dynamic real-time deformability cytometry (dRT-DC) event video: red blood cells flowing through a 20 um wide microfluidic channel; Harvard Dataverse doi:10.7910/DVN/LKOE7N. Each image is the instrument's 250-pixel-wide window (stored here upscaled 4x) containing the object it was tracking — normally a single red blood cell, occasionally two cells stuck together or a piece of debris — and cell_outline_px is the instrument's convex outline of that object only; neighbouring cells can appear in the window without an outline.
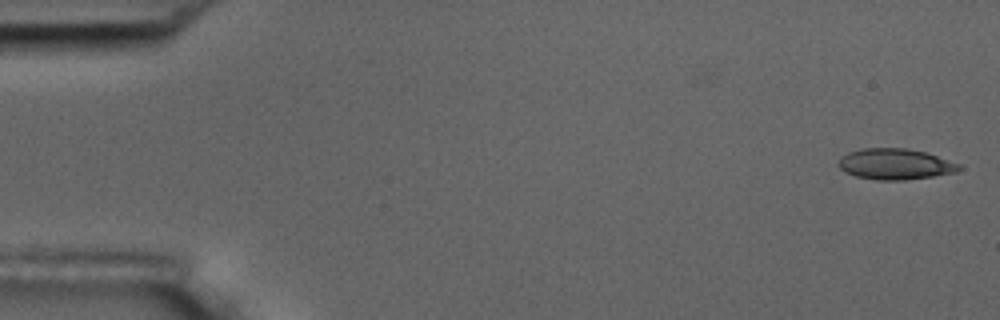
{"species": "common noctule bat (a hibernating species)", "species_latin": "Nyctalus noctula", "temperature_condition": "room temperature", "stored_images_in_passage": 8, "camera_frame_rate_fps": 3000, "um_per_image_px": 0.085, "animal": {"sex": "male", "body_mass_g": 17.5, "forearm_length_mm": 52.3}, "frame": {"image": 1, "passage_image": 1, "time_ms": 0.0, "image_size_px": [1000, 320], "cell_outline_px": [[960, 168], [956, 172], [932, 176], [904, 180], [876, 180], [856, 176], [840, 168], [836, 164], [848, 152], [864, 148], [908, 148], [924, 152], [960, 164]], "centroid_in_image_um": [76.08, 13.95], "position_along_channel_um": 8.9, "area_um2": 21.39}}
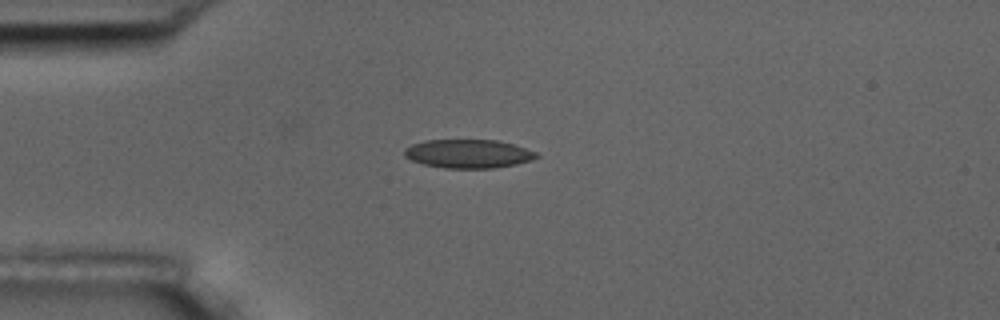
{"frame": {"image": 2, "passage_image": 5, "time_ms": 4.333, "image_size_px": [1000, 320], "cell_outline_px": [[540, 156], [532, 160], [516, 164], [492, 168], [444, 168], [424, 164], [412, 160], [404, 156], [404, 148], [412, 144], [424, 140], [496, 140], [512, 144], [536, 152]], "centroid_in_image_um": [39.79, 13.06], "position_along_channel_um": 45.2, "area_um2": 21.96}}